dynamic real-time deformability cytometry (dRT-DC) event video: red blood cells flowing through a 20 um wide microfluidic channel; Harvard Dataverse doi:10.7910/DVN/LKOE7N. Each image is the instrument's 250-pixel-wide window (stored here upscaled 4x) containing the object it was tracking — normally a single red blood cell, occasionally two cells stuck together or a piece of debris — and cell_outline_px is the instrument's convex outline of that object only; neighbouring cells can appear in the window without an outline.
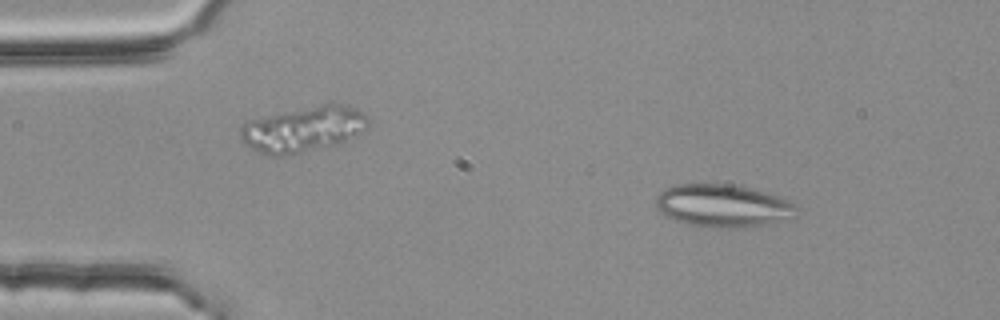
{"species": "common noctule bat (a hibernating species)", "species_latin": "Nyctalus noctula", "temperature_condition": "room temperature", "stored_images_in_passage": 3, "camera_frame_rate_fps": 3000, "um_per_image_px": 0.085, "animal": {"sex": "female", "body_mass_g": 25.1}, "frame": {"image": 1, "passage_image": 1, "time_ms": 0.0, "image_size_px": [1000, 320], "cell_outline_px": [[800, 208], [796, 216], [768, 224], [720, 228], [688, 224], [664, 216], [656, 204], [656, 196], [664, 188], [672, 184], [732, 184], [780, 196], [796, 204]], "centroid_in_image_um": [61.46, 17.47], "position_along_channel_um": 23.5, "area_um2": 34.97}}